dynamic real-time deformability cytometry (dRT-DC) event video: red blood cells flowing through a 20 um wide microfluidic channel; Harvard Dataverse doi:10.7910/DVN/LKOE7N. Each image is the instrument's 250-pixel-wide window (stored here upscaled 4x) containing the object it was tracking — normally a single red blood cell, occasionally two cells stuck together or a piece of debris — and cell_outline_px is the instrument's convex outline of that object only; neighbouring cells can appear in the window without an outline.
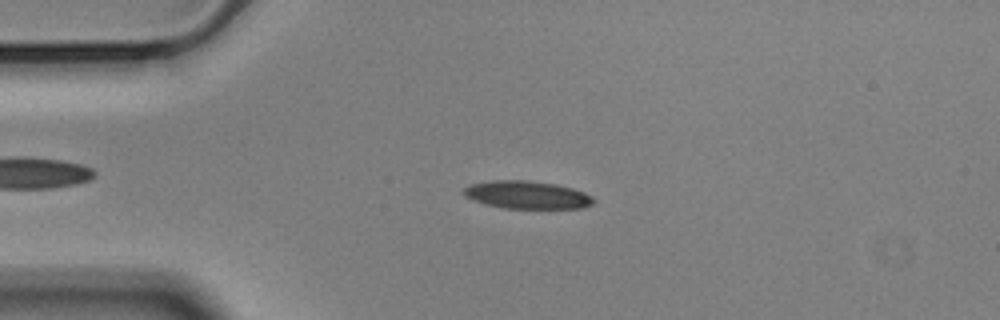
{"species": "Egyptian fruit bat (a non-hibernating species)", "species_latin": "Rousettus aegyptiacus", "temperature_condition": "cold", "stored_images_in_passage": 55, "camera_frame_rate_fps": 3000, "um_per_image_px": 0.085, "animal": {"sex": "male"}, "frame": {"image": 1, "passage_image": 12, "time_ms": 3.667, "image_size_px": [1000, 320], "cell_outline_px": [[596, 200], [592, 204], [580, 208], [504, 208], [484, 204], [472, 200], [464, 196], [460, 192], [464, 188], [472, 184], [492, 180], [532, 180], [556, 184], [572, 188], [584, 192], [592, 196]], "centroid_in_image_um": [44.77, 16.56], "position_along_channel_um": 40.2, "area_um2": 21.21}}
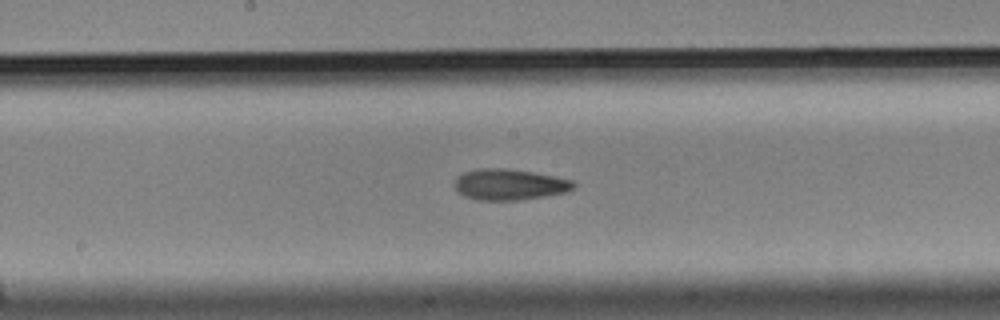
{"frame": {"image": 2, "passage_image": 28, "time_ms": 9.0, "image_size_px": [1000, 320], "cell_outline_px": [[576, 184], [568, 192], [520, 200], [476, 200], [464, 196], [456, 188], [456, 176], [464, 172], [480, 168], [504, 168], [532, 172], [556, 176], [572, 180]], "centroid_in_image_um": [43.32, 15.68], "position_along_channel_um": 204.9, "area_um2": 21.44}}
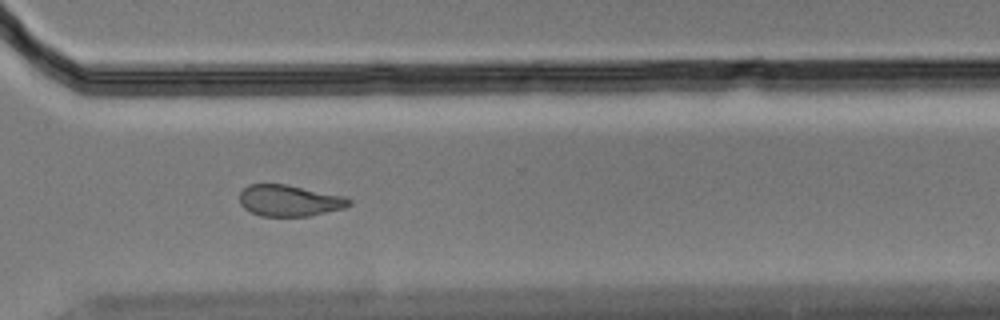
{"frame": {"image": 3, "passage_image": 40, "time_ms": 13.0, "image_size_px": [1000, 320], "cell_outline_px": [[352, 204], [344, 208], [308, 216], [260, 216], [244, 208], [240, 204], [240, 192], [248, 184], [288, 184], [344, 196], [352, 200]], "centroid_in_image_um": [24.6, 17.04], "position_along_channel_um": 346.0, "area_um2": 20.06}, "authors_computed_cell_mechanics": {"area_um2": 21.1548, "velocity_mm_per_s": 3.5391, "shape_relaxation_time_tau1_ms": 6.3043, "shape_relaxation_time_tau2_ms": 5.004, "deformation_change_tau1": 0.1742, "deformation_change_tau2": 0.1256}}